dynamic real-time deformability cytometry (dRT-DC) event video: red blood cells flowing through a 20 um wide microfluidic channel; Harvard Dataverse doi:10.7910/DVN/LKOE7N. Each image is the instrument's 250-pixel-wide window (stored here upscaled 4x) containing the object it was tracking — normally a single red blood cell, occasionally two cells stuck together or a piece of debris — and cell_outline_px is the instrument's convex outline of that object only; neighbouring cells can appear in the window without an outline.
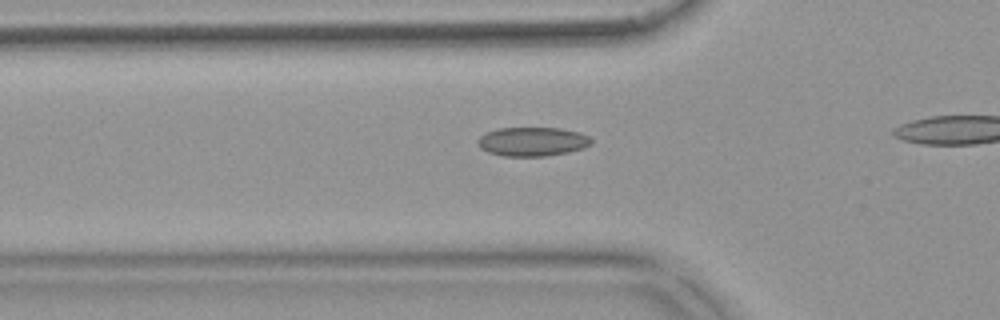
{"species": "common noctule bat (a hibernating species)", "species_latin": "Nyctalus noctula", "temperature_condition": "warm", "stored_images_in_passage": 37, "camera_frame_rate_fps": 3000, "um_per_image_px": 0.085, "animal": {"sex": "female", "body_mass_g": 18.4}, "frame": {"image": 1, "passage_image": 12, "time_ms": 3.667, "image_size_px": [1000, 320], "cell_outline_px": [[592, 144], [584, 148], [568, 152], [544, 156], [504, 156], [488, 152], [480, 148], [476, 144], [476, 140], [480, 136], [496, 128], [560, 128], [580, 132], [588, 136], [592, 140]], "centroid_in_image_um": [45.24, 12.03], "position_along_channel_um": 80.6, "area_um2": 19.31}}
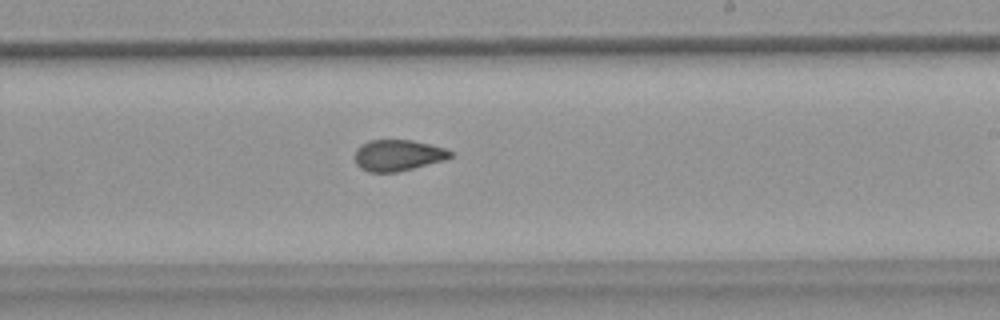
{"frame": {"image": 2, "passage_image": 26, "time_ms": 8.333, "image_size_px": [1000, 320], "cell_outline_px": [[452, 156], [444, 160], [396, 172], [368, 172], [360, 168], [356, 164], [356, 148], [360, 144], [368, 140], [412, 140], [444, 148], [452, 152]], "centroid_in_image_um": [33.78, 13.19], "position_along_channel_um": 255.2, "area_um2": 17.22}}
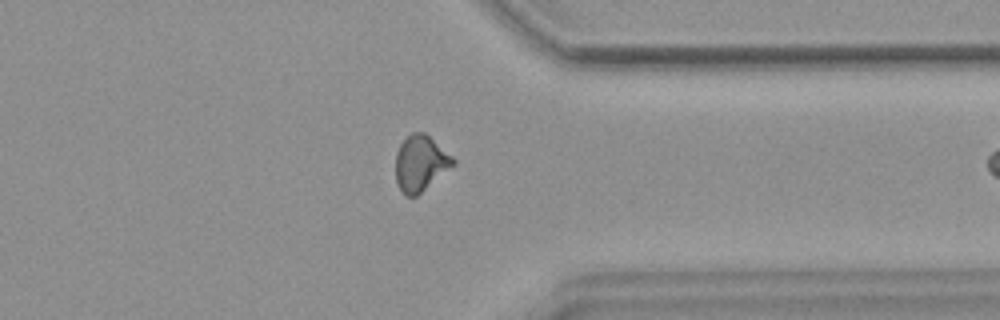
{"frame": {"image": 3, "passage_image": 36, "time_ms": 11.667, "image_size_px": [1000, 320], "cell_outline_px": [[456, 164], [416, 196], [408, 196], [400, 188], [396, 180], [396, 152], [400, 144], [412, 132], [424, 132], [452, 156], [456, 160]], "centroid_in_image_um": [35.75, 13.86], "position_along_channel_um": 375.6, "area_um2": 18.38}}